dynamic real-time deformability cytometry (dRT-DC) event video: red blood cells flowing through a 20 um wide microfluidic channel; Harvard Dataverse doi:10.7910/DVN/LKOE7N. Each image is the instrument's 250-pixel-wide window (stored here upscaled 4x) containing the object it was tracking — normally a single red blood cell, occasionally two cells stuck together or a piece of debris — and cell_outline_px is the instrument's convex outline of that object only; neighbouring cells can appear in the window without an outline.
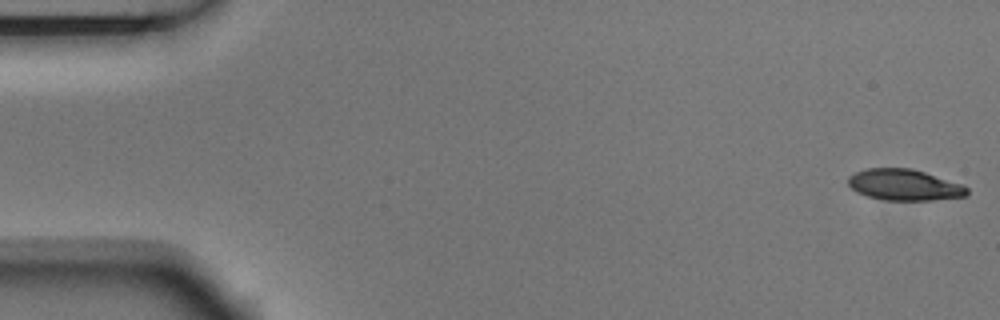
{"species": "Egyptian fruit bat (a non-hibernating species)", "species_latin": "Rousettus aegyptiacus", "temperature_condition": "room temperature", "stored_images_in_passage": 5, "camera_frame_rate_fps": 3000, "um_per_image_px": 0.085, "animal": {"sex": "male"}, "frame": {"image": 1, "passage_image": 1, "time_ms": 0.0, "image_size_px": [1000, 320], "cell_outline_px": [[968, 192], [964, 196], [932, 200], [884, 200], [868, 196], [852, 188], [848, 184], [848, 176], [856, 172], [868, 168], [912, 168], [964, 184], [968, 188]], "centroid_in_image_um": [76.89, 15.7], "position_along_channel_um": 8.1, "area_um2": 21.5}}
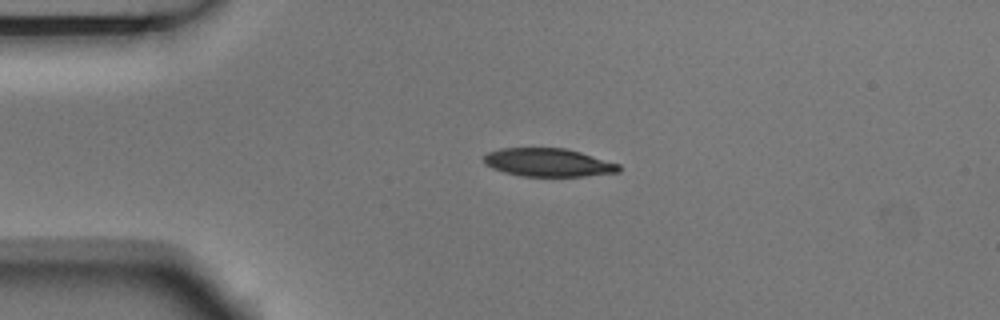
{"frame": {"image": 2, "passage_image": 4, "time_ms": 1.0, "image_size_px": [1000, 320], "cell_outline_px": [[620, 172], [584, 176], [524, 176], [504, 172], [492, 168], [484, 164], [484, 156], [488, 152], [500, 148], [564, 148], [580, 152], [620, 164]], "centroid_in_image_um": [46.59, 13.81], "position_along_channel_um": 38.4, "area_um2": 22.14}}